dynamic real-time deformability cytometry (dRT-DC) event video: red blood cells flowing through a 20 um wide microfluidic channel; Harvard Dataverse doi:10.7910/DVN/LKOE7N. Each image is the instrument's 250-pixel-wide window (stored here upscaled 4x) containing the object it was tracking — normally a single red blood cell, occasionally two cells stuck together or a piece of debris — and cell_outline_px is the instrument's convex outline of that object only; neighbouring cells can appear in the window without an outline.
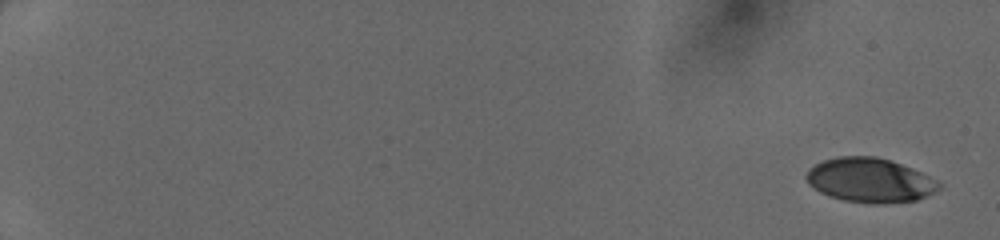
{"species": "human", "species_latin": "Homo sapiens", "temperature_condition": "cold", "stored_images_in_passage": 49, "camera_frame_rate_fps": 3000, "um_per_image_px": 0.085, "donor": {"sex": "female"}, "frame": {"image": 1, "passage_image": 1, "time_ms": 0.0, "image_size_px": [1000, 240], "cell_outline_px": [[940, 188], [916, 200], [884, 204], [872, 204], [844, 200], [828, 196], [820, 192], [808, 184], [804, 176], [808, 168], [824, 160], [840, 156], [876, 156], [912, 168], [928, 176], [940, 184]], "centroid_in_image_um": [73.87, 15.32], "position_along_channel_um": 11.1, "area_um2": 34.1}}
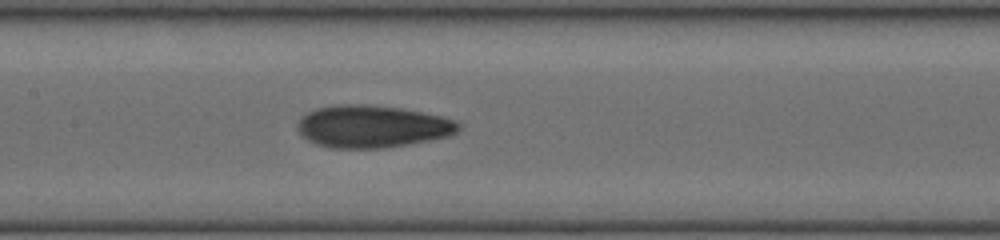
{"frame": {"image": 2, "passage_image": 27, "time_ms": 8.667, "image_size_px": [1000, 240], "cell_outline_px": [[460, 128], [456, 132], [448, 136], [428, 140], [384, 148], [332, 148], [316, 144], [308, 140], [300, 132], [296, 124], [308, 112], [316, 108], [340, 104], [368, 104], [400, 108], [440, 116], [456, 120], [460, 124]], "centroid_in_image_um": [31.63, 10.74], "position_along_channel_um": 175.8, "area_um2": 39.42}}
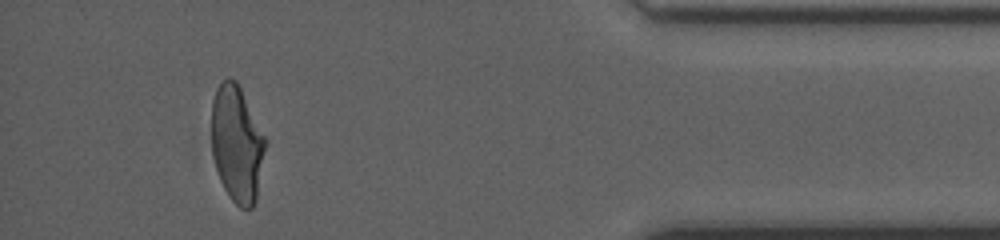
{"frame": {"image": 3, "passage_image": 46, "time_ms": 15.0, "image_size_px": [1000, 240], "cell_outline_px": [[264, 148], [256, 200], [252, 208], [240, 208], [228, 196], [220, 180], [212, 156], [212, 100], [216, 88], [228, 76], [236, 80], [264, 136]], "centroid_in_image_um": [20.09, 12.23], "position_along_channel_um": 415.1, "area_um2": 35.89}}